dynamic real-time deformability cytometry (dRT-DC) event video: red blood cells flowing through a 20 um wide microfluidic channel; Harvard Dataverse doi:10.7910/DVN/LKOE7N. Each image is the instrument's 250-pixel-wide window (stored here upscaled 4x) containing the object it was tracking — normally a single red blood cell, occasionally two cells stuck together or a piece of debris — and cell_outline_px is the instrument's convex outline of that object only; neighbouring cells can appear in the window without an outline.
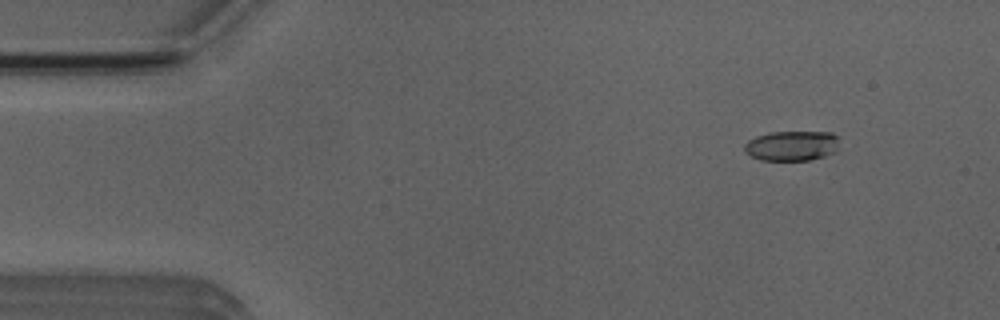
{"species": "Egyptian fruit bat (a non-hibernating species)", "species_latin": "Rousettus aegyptiacus", "temperature_condition": "room temperature", "stored_images_in_passage": 5, "camera_frame_rate_fps": 3000, "um_per_image_px": 0.085, "animal": {"sex": "male"}, "frame": {"image": 1, "passage_image": 2, "time_ms": 1.0, "image_size_px": [1000, 320], "cell_outline_px": [[836, 152], [824, 156], [808, 160], [760, 160], [744, 152], [744, 144], [748, 140], [756, 136], [768, 132], [832, 132], [836, 136]], "centroid_in_image_um": [67.25, 12.39], "position_along_channel_um": 17.7, "area_um2": 16.53}}